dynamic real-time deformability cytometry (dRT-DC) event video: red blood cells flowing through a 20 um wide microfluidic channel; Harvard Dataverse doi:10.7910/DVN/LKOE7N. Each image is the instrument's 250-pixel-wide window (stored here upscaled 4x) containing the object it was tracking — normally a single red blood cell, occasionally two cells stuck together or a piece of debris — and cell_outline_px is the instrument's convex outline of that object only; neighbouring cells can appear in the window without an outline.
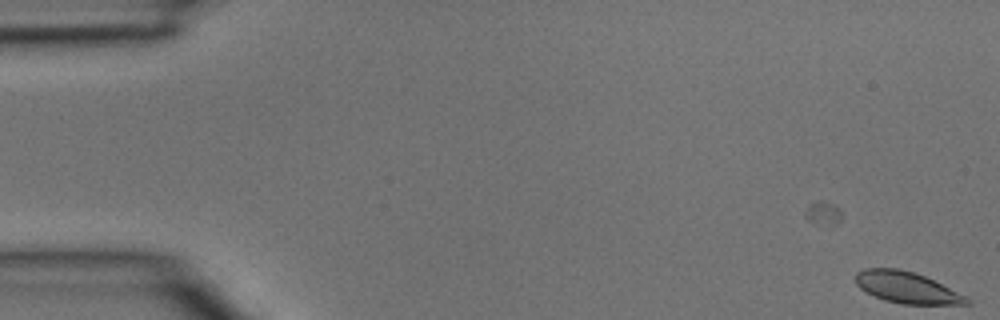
{"species": "common noctule bat (a hibernating species)", "species_latin": "Nyctalus noctula", "temperature_condition": "room temperature", "stored_images_in_passage": 4, "camera_frame_rate_fps": 3000, "um_per_image_px": 0.085, "animal": {"sex": "male", "body_mass_g": 15.6}, "frame": {"image": 1, "passage_image": 1, "time_ms": 0.0, "image_size_px": [1000, 320], "cell_outline_px": [[972, 304], [900, 304], [884, 300], [860, 288], [856, 284], [856, 272], [864, 268], [900, 268], [924, 276], [968, 296], [972, 300]], "centroid_in_image_um": [77.11, 24.44], "position_along_channel_um": 7.9, "area_um2": 20.29}}
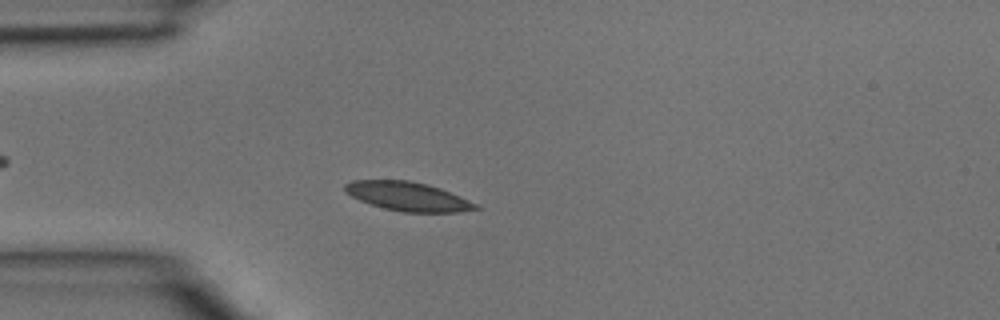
{"frame": {"image": 2, "passage_image": 4, "time_ms": 1.0, "image_size_px": [1000, 320], "cell_outline_px": [[480, 208], [460, 212], [400, 212], [384, 208], [360, 200], [344, 192], [344, 184], [352, 180], [408, 180], [428, 184], [440, 188], [460, 196], [476, 204]], "centroid_in_image_um": [34.64, 16.69], "position_along_channel_um": 50.4, "area_um2": 21.96}}